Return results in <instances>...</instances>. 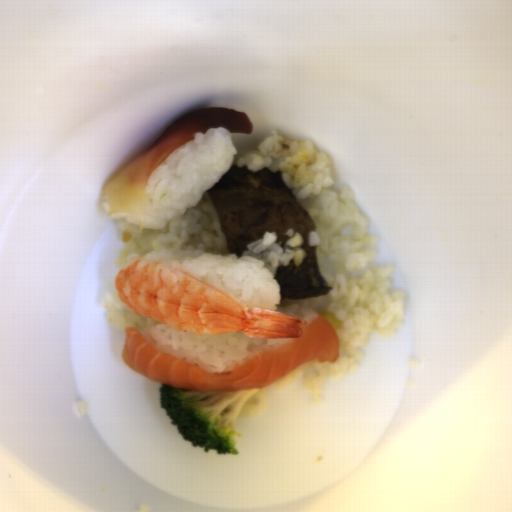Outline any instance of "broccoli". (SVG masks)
Returning a JSON list of instances; mask_svg holds the SVG:
<instances>
[{
    "mask_svg": "<svg viewBox=\"0 0 512 512\" xmlns=\"http://www.w3.org/2000/svg\"><path fill=\"white\" fill-rule=\"evenodd\" d=\"M260 389V388H259ZM259 389L193 391L160 385V408L191 446L219 455H239L235 442L237 418Z\"/></svg>",
    "mask_w": 512,
    "mask_h": 512,
    "instance_id": "broccoli-1",
    "label": "broccoli"
}]
</instances>
